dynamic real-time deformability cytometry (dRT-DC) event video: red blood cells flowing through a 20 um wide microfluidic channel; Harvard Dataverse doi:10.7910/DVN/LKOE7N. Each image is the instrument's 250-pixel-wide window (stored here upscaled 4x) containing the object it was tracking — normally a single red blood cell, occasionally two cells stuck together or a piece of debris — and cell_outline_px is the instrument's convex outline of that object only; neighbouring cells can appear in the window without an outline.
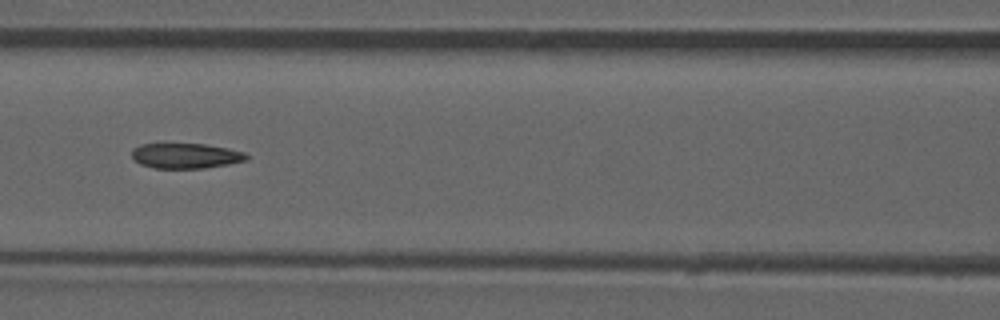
{"species": "common noctule bat (a hibernating species)", "species_latin": "Nyctalus noctula", "temperature_condition": "room temperature", "stored_images_in_passage": 52, "camera_frame_rate_fps": 3000, "um_per_image_px": 0.085, "animal": {"sex": "male", "forearm_length_mm": 52.5}, "frame": {"image": 1, "passage_image": 23, "time_ms": 7.333, "image_size_px": [1000, 320], "cell_outline_px": [[248, 160], [228, 164], [204, 168], [156, 168], [140, 164], [132, 156], [132, 148], [140, 144], [204, 144], [228, 148], [244, 152], [248, 156]], "centroid_in_image_um": [15.79, 13.24], "position_along_channel_um": 150.8, "area_um2": 16.76}, "authors_computed_cell_mechanics": {"area_um2": 17.7735, "velocity_mm_per_s": 3.9586, "shape_relaxation_time_tau1_ms": null, "shape_relaxation_time_tau2_ms": 2.7391, "deformation_change_tau1": null, "deformation_change_tau2": 0.1112}}